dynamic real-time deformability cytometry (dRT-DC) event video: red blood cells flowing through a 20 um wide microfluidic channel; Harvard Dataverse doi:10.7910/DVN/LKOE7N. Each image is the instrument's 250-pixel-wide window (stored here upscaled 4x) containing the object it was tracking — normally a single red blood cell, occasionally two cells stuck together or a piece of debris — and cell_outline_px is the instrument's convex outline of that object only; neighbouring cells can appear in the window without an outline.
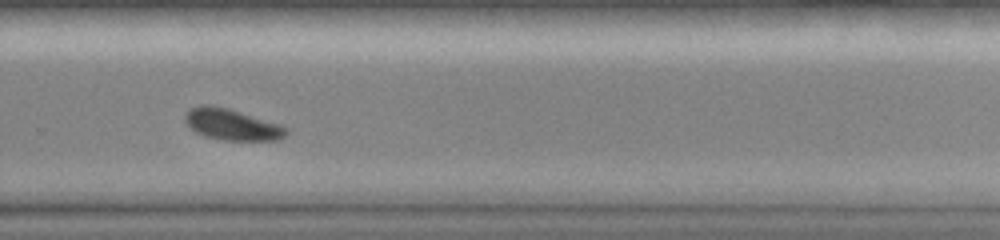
{"species": "common noctule bat (a hibernating species)", "species_latin": "Nyctalus noctula", "temperature_condition": "room temperature", "stored_images_in_passage": 38, "camera_frame_rate_fps": 3000, "um_per_image_px": 0.085, "animal": {"sex": "female", "body_mass_g": 19.0, "forearm_length_mm": 51.5}, "frame": {"image": 1, "passage_image": 27, "time_ms": 9.333, "image_size_px": [1000, 240], "cell_outline_px": [[288, 132], [280, 140], [224, 140], [204, 136], [196, 132], [184, 120], [184, 116], [192, 108], [204, 104], [212, 104], [228, 108], [280, 124], [288, 128]], "centroid_in_image_um": [19.73, 10.58], "position_along_channel_um": 310.1, "area_um2": 18.32}, "authors_computed_cell_mechanics": {"area_um2": 18.4671, "velocity_mm_per_s": 4.0416, "shape_relaxation_time_tau1_ms": 2.6411, "shape_relaxation_time_tau2_ms": null, "deformation_change_tau1": 0.0878, "deformation_change_tau2": null}}